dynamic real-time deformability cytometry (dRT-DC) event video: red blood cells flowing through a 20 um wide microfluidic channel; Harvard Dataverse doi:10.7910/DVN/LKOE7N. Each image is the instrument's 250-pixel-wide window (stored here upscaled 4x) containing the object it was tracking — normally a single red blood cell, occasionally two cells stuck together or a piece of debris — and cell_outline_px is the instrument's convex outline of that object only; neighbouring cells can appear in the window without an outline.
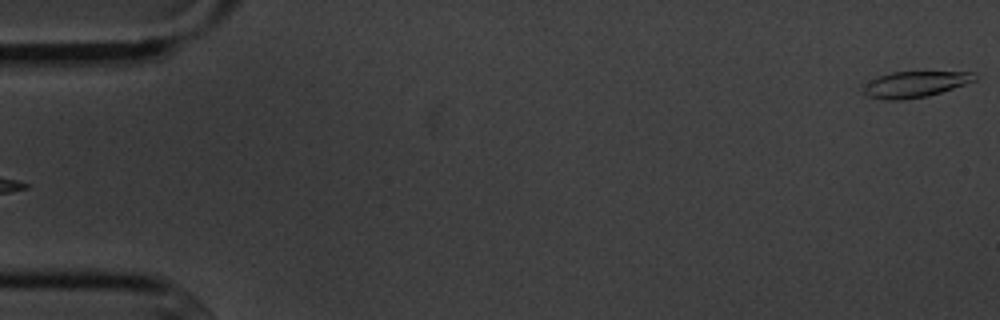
{"species": "common noctule bat (a hibernating species)", "species_latin": "Nyctalus noctula", "temperature_condition": "cold", "stored_images_in_passage": 5, "camera_frame_rate_fps": 3000, "um_per_image_px": 0.085, "animal": {"sex": "male", "body_mass_g": 20.1, "forearm_length_mm": 53.5}, "frame": {"image": 1, "passage_image": 5, "time_ms": 6.333, "image_size_px": [1000, 320], "cell_outline_px": [[976, 80], [928, 96], [904, 100], [884, 100], [868, 96], [864, 92], [860, 84], [876, 76], [892, 72], [972, 72], [976, 76]], "centroid_in_image_um": [77.67, 7.17], "position_along_channel_um": 7.3, "area_um2": 16.99}}